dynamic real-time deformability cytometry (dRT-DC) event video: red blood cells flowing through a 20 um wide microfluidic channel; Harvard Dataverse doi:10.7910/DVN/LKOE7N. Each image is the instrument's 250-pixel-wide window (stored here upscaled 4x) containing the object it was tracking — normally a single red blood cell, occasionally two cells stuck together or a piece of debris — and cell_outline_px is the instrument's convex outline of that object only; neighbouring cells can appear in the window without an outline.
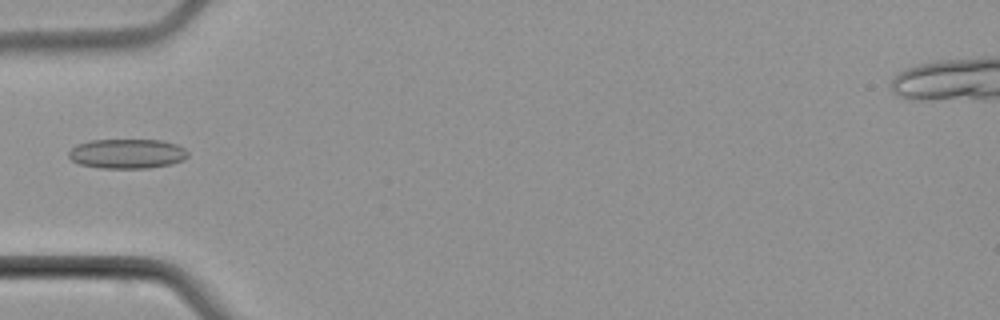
{"species": "common noctule bat (a hibernating species)", "species_latin": "Nyctalus noctula", "temperature_condition": "cold", "stored_images_in_passage": 4, "camera_frame_rate_fps": 3000, "um_per_image_px": 0.085, "animal": {"sex": "male", "body_mass_g": 21.5, "forearm_length_mm": 52.0}, "frame": {"image": 1, "passage_image": 4, "time_ms": 3.667, "image_size_px": [1000, 320], "cell_outline_px": [[188, 156], [184, 160], [168, 164], [148, 168], [100, 168], [80, 164], [72, 160], [68, 156], [68, 152], [76, 144], [88, 140], [160, 140], [176, 144], [184, 148], [188, 152]], "centroid_in_image_um": [10.78, 13.06], "position_along_channel_um": 74.2, "area_um2": 20.58}}